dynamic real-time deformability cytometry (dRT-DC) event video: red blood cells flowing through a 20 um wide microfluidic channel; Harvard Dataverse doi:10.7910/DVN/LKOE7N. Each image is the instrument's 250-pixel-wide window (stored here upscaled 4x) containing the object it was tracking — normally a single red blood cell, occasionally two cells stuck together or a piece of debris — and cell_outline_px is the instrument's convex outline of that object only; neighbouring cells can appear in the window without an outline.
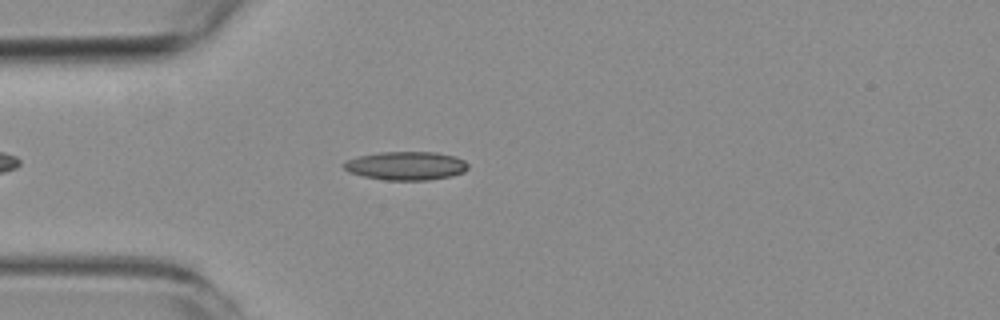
{"species": "common noctule bat (a hibernating species)", "species_latin": "Nyctalus noctula", "temperature_condition": "room temperature", "stored_images_in_passage": 5, "camera_frame_rate_fps": 3000, "um_per_image_px": 0.085, "animal": {"sex": "female", "body_mass_g": 19.3, "forearm_length_mm": 54.1}, "frame": {"image": 1, "passage_image": 5, "time_ms": 4.333, "image_size_px": [1000, 320], "cell_outline_px": [[468, 168], [464, 172], [452, 176], [428, 180], [384, 180], [364, 176], [348, 172], [340, 164], [344, 160], [360, 156], [380, 152], [436, 152], [456, 156], [464, 160], [468, 164]], "centroid_in_image_um": [34.5, 14.09], "position_along_channel_um": 50.5, "area_um2": 20.87}}